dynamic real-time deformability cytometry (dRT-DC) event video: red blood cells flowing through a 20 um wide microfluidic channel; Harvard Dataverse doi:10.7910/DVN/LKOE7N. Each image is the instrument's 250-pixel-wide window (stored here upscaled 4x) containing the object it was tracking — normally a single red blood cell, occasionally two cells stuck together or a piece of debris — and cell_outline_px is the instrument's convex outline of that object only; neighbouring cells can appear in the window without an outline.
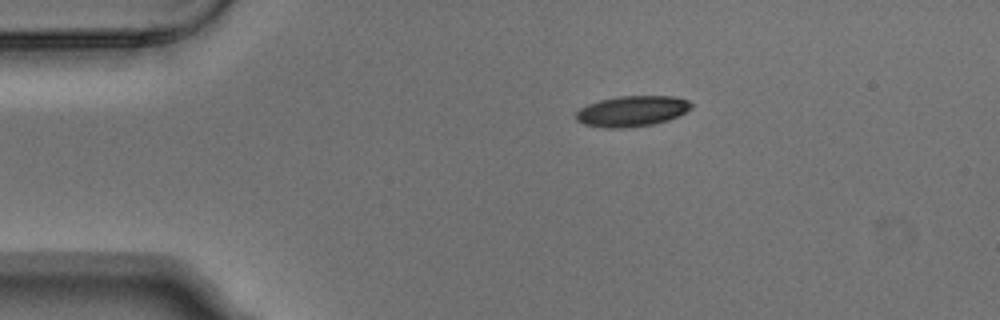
{"species": "Egyptian fruit bat (a non-hibernating species)", "species_latin": "Rousettus aegyptiacus", "temperature_condition": "warm", "stored_images_in_passage": 6, "camera_frame_rate_fps": 3000, "um_per_image_px": 0.085, "animal": {"sex": "male"}, "frame": {"image": 1, "passage_image": 1, "time_ms": 0.0, "image_size_px": [1000, 320], "cell_outline_px": [[692, 108], [668, 120], [652, 124], [624, 128], [608, 128], [584, 124], [576, 120], [576, 112], [580, 108], [588, 104], [600, 100], [620, 96], [672, 96], [688, 100], [692, 104]], "centroid_in_image_um": [53.7, 9.44], "position_along_channel_um": 31.3, "area_um2": 20.4}}
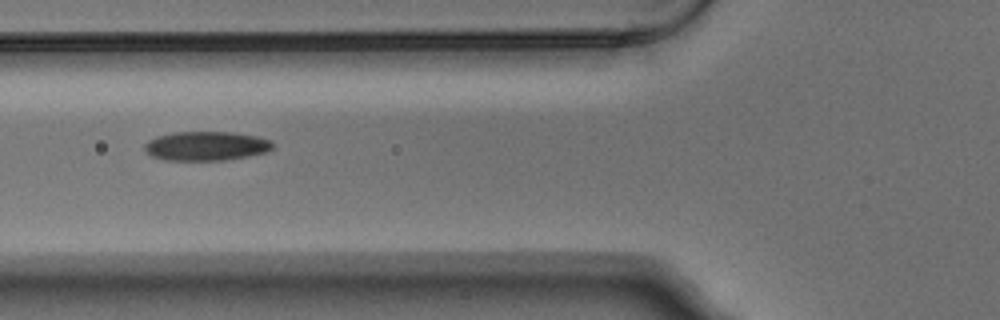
{"frame": {"image": 2, "passage_image": 4, "time_ms": 1.0, "image_size_px": [1000, 320], "cell_outline_px": [[272, 148], [268, 152], [248, 156], [224, 160], [164, 160], [152, 156], [144, 148], [144, 144], [148, 140], [156, 136], [172, 132], [232, 132], [256, 136], [272, 140]], "centroid_in_image_um": [17.52, 12.4], "position_along_channel_um": 108.3, "area_um2": 21.85}}
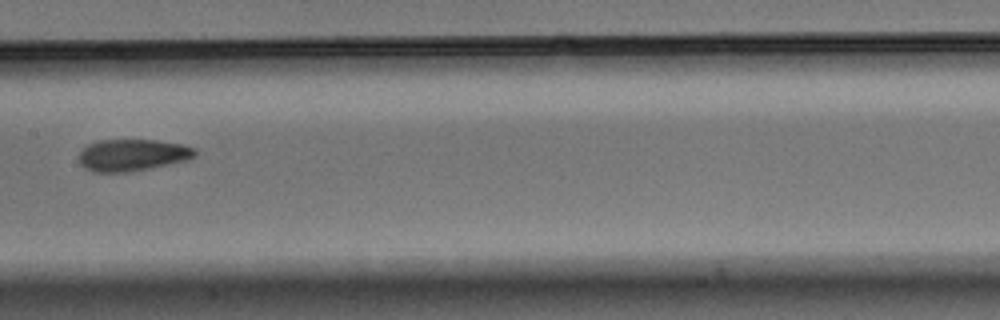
{"frame": {"image": 3, "passage_image": 6, "time_ms": 1.667, "image_size_px": [1000, 320], "cell_outline_px": [[196, 156], [188, 160], [132, 172], [92, 172], [84, 168], [80, 164], [80, 152], [88, 144], [100, 140], [156, 140], [180, 144], [196, 148]], "centroid_in_image_um": [11.27, 13.19], "position_along_channel_um": 196.1, "area_um2": 21.62}}